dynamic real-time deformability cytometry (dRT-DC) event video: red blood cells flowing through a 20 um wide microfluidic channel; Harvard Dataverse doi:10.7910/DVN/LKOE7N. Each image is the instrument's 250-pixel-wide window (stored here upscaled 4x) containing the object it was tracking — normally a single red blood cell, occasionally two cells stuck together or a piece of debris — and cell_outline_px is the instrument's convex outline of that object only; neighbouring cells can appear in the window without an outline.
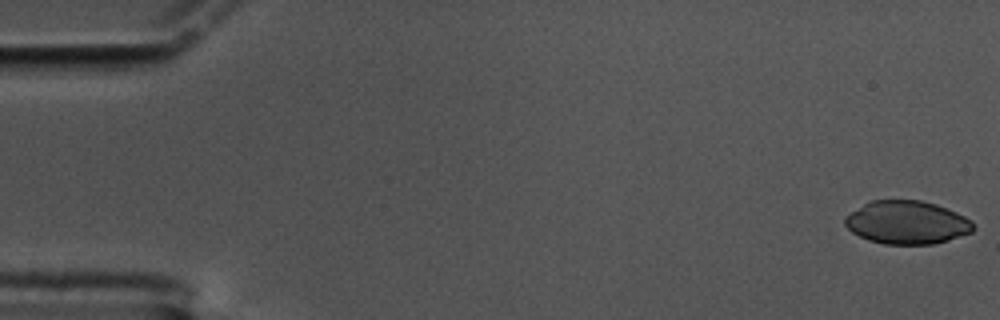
{"species": "common noctule bat (a hibernating species)", "species_latin": "Nyctalus noctula", "temperature_condition": "cold", "stored_images_in_passage": 17, "camera_frame_rate_fps": 3000, "um_per_image_px": 0.085, "animal": {"sex": "male", "body_mass_g": 17.5, "forearm_length_mm": 52.3}, "frame": {"image": 1, "passage_image": 1, "time_ms": 0.0, "image_size_px": [1000, 320], "cell_outline_px": [[976, 228], [972, 232], [932, 244], [884, 244], [868, 240], [852, 232], [844, 224], [844, 216], [864, 204], [872, 200], [920, 200], [936, 204], [956, 212], [972, 220]], "centroid_in_image_um": [77.08, 18.9], "position_along_channel_um": 7.9, "area_um2": 32.25}}